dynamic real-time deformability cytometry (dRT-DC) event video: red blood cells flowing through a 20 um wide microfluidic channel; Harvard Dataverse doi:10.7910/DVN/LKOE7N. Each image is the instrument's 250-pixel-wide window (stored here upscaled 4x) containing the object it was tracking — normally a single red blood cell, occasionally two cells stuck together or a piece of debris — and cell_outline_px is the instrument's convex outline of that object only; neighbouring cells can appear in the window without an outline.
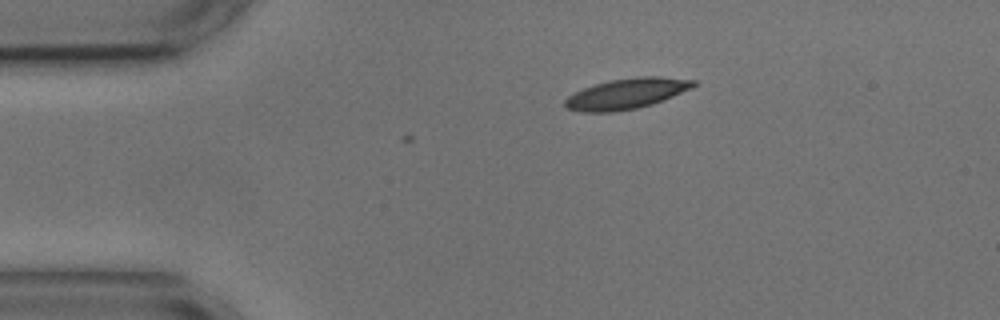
{"species": "common noctule bat (a hibernating species)", "species_latin": "Nyctalus noctula", "temperature_condition": "cold", "stored_images_in_passage": 2, "camera_frame_rate_fps": 3000, "um_per_image_px": 0.085, "animal": {"sex": "male", "body_mass_g": 17.9, "forearm_length_mm": 54.2}, "frame": {"image": 1, "passage_image": 2, "time_ms": 1.0, "image_size_px": [1000, 320], "cell_outline_px": [[696, 84], [692, 88], [652, 104], [636, 108], [612, 112], [584, 112], [564, 108], [564, 100], [568, 96], [584, 88], [608, 80], [640, 76], [660, 76], [696, 80]], "centroid_in_image_um": [53.25, 7.95], "position_along_channel_um": 31.8, "area_um2": 22.77}}